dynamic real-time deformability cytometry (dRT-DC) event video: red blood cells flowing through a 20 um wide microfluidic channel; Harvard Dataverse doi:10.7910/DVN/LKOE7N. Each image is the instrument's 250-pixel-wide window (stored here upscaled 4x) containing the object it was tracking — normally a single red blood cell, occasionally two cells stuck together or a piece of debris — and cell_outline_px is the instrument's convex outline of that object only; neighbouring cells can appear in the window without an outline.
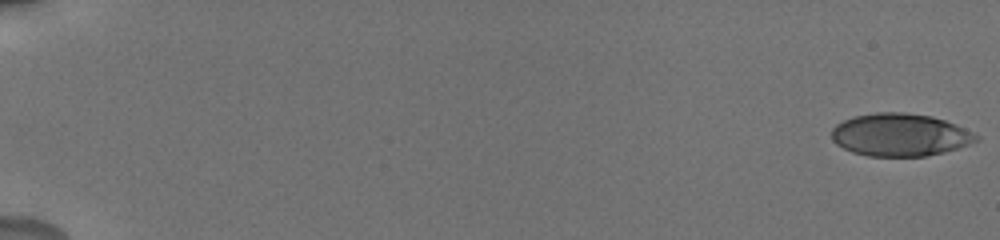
{"species": "human", "species_latin": "Homo sapiens", "temperature_condition": "cold", "stored_images_in_passage": 22, "camera_frame_rate_fps": 3000, "um_per_image_px": 0.085, "donor": {"sex": "male"}, "frame": {"image": 1, "passage_image": 1, "time_ms": 0.0, "image_size_px": [1000, 240], "cell_outline_px": [[980, 140], [944, 152], [924, 156], [868, 156], [852, 152], [836, 144], [832, 140], [832, 128], [836, 124], [852, 116], [876, 112], [904, 112], [932, 116], [956, 124], [980, 136]], "centroid_in_image_um": [76.49, 11.45], "position_along_channel_um": 8.5, "area_um2": 36.01}}
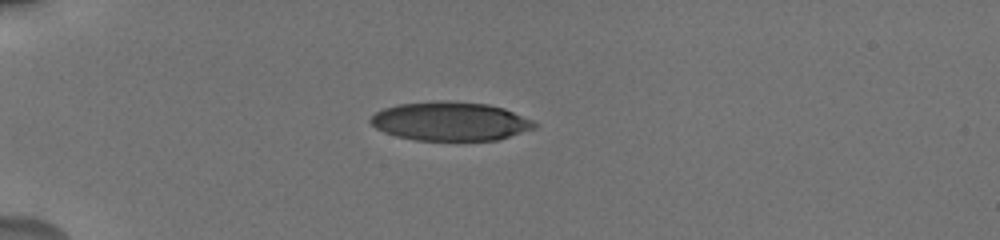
{"frame": {"image": 2, "passage_image": 16, "time_ms": 5.333, "image_size_px": [1000, 240], "cell_outline_px": [[540, 124], [536, 128], [496, 140], [416, 140], [396, 136], [384, 132], [376, 128], [368, 120], [376, 112], [384, 108], [400, 104], [436, 100], [448, 100], [488, 104], [504, 108], [536, 120]], "centroid_in_image_um": [38.32, 10.3], "position_along_channel_um": 46.7, "area_um2": 37.4}}
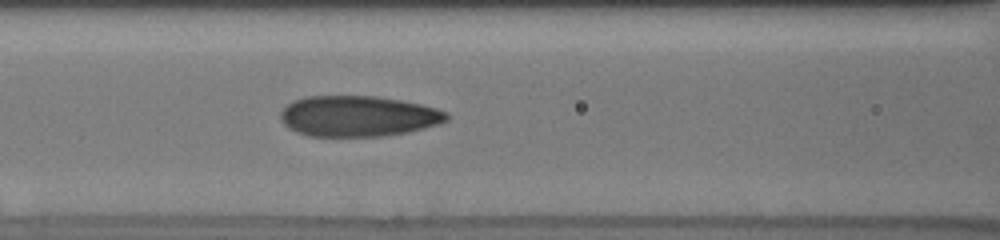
{"frame": {"image": 3, "passage_image": 22, "time_ms": 8.667, "image_size_px": [1000, 240], "cell_outline_px": [[448, 120], [440, 124], [408, 132], [384, 136], [308, 136], [296, 132], [288, 128], [280, 120], [280, 112], [292, 100], [304, 96], [376, 96], [400, 100], [420, 104], [436, 108], [448, 112]], "centroid_in_image_um": [30.42, 9.87], "position_along_channel_um": 136.2, "area_um2": 39.71}}